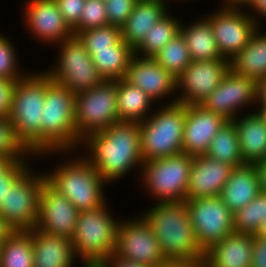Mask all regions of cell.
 Listing matches in <instances>:
<instances>
[{
  "mask_svg": "<svg viewBox=\"0 0 266 267\" xmlns=\"http://www.w3.org/2000/svg\"><path fill=\"white\" fill-rule=\"evenodd\" d=\"M77 151L109 186L114 187L136 172L134 176L139 178L144 163L138 122L119 121L100 132L88 134L81 139Z\"/></svg>",
  "mask_w": 266,
  "mask_h": 267,
  "instance_id": "1",
  "label": "cell"
},
{
  "mask_svg": "<svg viewBox=\"0 0 266 267\" xmlns=\"http://www.w3.org/2000/svg\"><path fill=\"white\" fill-rule=\"evenodd\" d=\"M55 156L59 162L55 160ZM51 158L56 161L54 165L47 161ZM37 160L43 161L42 164L45 160L51 164L47 167L48 171L44 170L46 181L63 194L79 212L96 209L109 200L106 193H111V186L77 150L46 151L38 154Z\"/></svg>",
  "mask_w": 266,
  "mask_h": 267,
  "instance_id": "2",
  "label": "cell"
},
{
  "mask_svg": "<svg viewBox=\"0 0 266 267\" xmlns=\"http://www.w3.org/2000/svg\"><path fill=\"white\" fill-rule=\"evenodd\" d=\"M151 203L138 213L154 232L164 258L204 260L205 252L196 239L186 201Z\"/></svg>",
  "mask_w": 266,
  "mask_h": 267,
  "instance_id": "3",
  "label": "cell"
},
{
  "mask_svg": "<svg viewBox=\"0 0 266 267\" xmlns=\"http://www.w3.org/2000/svg\"><path fill=\"white\" fill-rule=\"evenodd\" d=\"M110 205L108 200L104 205L78 215L71 242L77 259L85 267H98L115 252L122 216H117Z\"/></svg>",
  "mask_w": 266,
  "mask_h": 267,
  "instance_id": "4",
  "label": "cell"
},
{
  "mask_svg": "<svg viewBox=\"0 0 266 267\" xmlns=\"http://www.w3.org/2000/svg\"><path fill=\"white\" fill-rule=\"evenodd\" d=\"M45 94L46 73L42 69H32L17 81L9 114L16 138L34 155L41 154V120Z\"/></svg>",
  "mask_w": 266,
  "mask_h": 267,
  "instance_id": "5",
  "label": "cell"
},
{
  "mask_svg": "<svg viewBox=\"0 0 266 267\" xmlns=\"http://www.w3.org/2000/svg\"><path fill=\"white\" fill-rule=\"evenodd\" d=\"M76 95L46 74L41 120V153L77 150Z\"/></svg>",
  "mask_w": 266,
  "mask_h": 267,
  "instance_id": "6",
  "label": "cell"
},
{
  "mask_svg": "<svg viewBox=\"0 0 266 267\" xmlns=\"http://www.w3.org/2000/svg\"><path fill=\"white\" fill-rule=\"evenodd\" d=\"M186 105H156L154 111L139 123L143 162L182 153Z\"/></svg>",
  "mask_w": 266,
  "mask_h": 267,
  "instance_id": "7",
  "label": "cell"
},
{
  "mask_svg": "<svg viewBox=\"0 0 266 267\" xmlns=\"http://www.w3.org/2000/svg\"><path fill=\"white\" fill-rule=\"evenodd\" d=\"M192 162L193 156L184 153L144 162L136 186L148 204L185 201Z\"/></svg>",
  "mask_w": 266,
  "mask_h": 267,
  "instance_id": "8",
  "label": "cell"
},
{
  "mask_svg": "<svg viewBox=\"0 0 266 267\" xmlns=\"http://www.w3.org/2000/svg\"><path fill=\"white\" fill-rule=\"evenodd\" d=\"M53 48L57 53L54 52L53 61L42 70L73 94L85 92L104 81L77 35L55 44Z\"/></svg>",
  "mask_w": 266,
  "mask_h": 267,
  "instance_id": "9",
  "label": "cell"
},
{
  "mask_svg": "<svg viewBox=\"0 0 266 267\" xmlns=\"http://www.w3.org/2000/svg\"><path fill=\"white\" fill-rule=\"evenodd\" d=\"M117 122V80H104L76 95L77 149L86 135L100 132Z\"/></svg>",
  "mask_w": 266,
  "mask_h": 267,
  "instance_id": "10",
  "label": "cell"
},
{
  "mask_svg": "<svg viewBox=\"0 0 266 267\" xmlns=\"http://www.w3.org/2000/svg\"><path fill=\"white\" fill-rule=\"evenodd\" d=\"M35 162L39 161H34V166L11 186L5 200L0 203V216L13 231L32 230L37 225L40 190L46 176L43 169L41 172L35 168Z\"/></svg>",
  "mask_w": 266,
  "mask_h": 267,
  "instance_id": "11",
  "label": "cell"
},
{
  "mask_svg": "<svg viewBox=\"0 0 266 267\" xmlns=\"http://www.w3.org/2000/svg\"><path fill=\"white\" fill-rule=\"evenodd\" d=\"M20 4L23 29L42 50L74 35L55 0H22Z\"/></svg>",
  "mask_w": 266,
  "mask_h": 267,
  "instance_id": "12",
  "label": "cell"
},
{
  "mask_svg": "<svg viewBox=\"0 0 266 267\" xmlns=\"http://www.w3.org/2000/svg\"><path fill=\"white\" fill-rule=\"evenodd\" d=\"M256 104L257 81L229 69L218 87L199 105L227 120H233L243 113L255 111Z\"/></svg>",
  "mask_w": 266,
  "mask_h": 267,
  "instance_id": "13",
  "label": "cell"
},
{
  "mask_svg": "<svg viewBox=\"0 0 266 267\" xmlns=\"http://www.w3.org/2000/svg\"><path fill=\"white\" fill-rule=\"evenodd\" d=\"M185 201L196 239L204 252L234 232L233 212L219 196Z\"/></svg>",
  "mask_w": 266,
  "mask_h": 267,
  "instance_id": "14",
  "label": "cell"
},
{
  "mask_svg": "<svg viewBox=\"0 0 266 267\" xmlns=\"http://www.w3.org/2000/svg\"><path fill=\"white\" fill-rule=\"evenodd\" d=\"M133 215L122 216L114 254L136 263L157 267L166 260L158 240L143 217L138 212Z\"/></svg>",
  "mask_w": 266,
  "mask_h": 267,
  "instance_id": "15",
  "label": "cell"
},
{
  "mask_svg": "<svg viewBox=\"0 0 266 267\" xmlns=\"http://www.w3.org/2000/svg\"><path fill=\"white\" fill-rule=\"evenodd\" d=\"M212 10L208 13L203 12V15L211 22L221 56L230 60L247 45L259 25L245 9H227L217 6Z\"/></svg>",
  "mask_w": 266,
  "mask_h": 267,
  "instance_id": "16",
  "label": "cell"
},
{
  "mask_svg": "<svg viewBox=\"0 0 266 267\" xmlns=\"http://www.w3.org/2000/svg\"><path fill=\"white\" fill-rule=\"evenodd\" d=\"M230 69L229 60L192 61L176 78L177 102L199 105L220 84Z\"/></svg>",
  "mask_w": 266,
  "mask_h": 267,
  "instance_id": "17",
  "label": "cell"
},
{
  "mask_svg": "<svg viewBox=\"0 0 266 267\" xmlns=\"http://www.w3.org/2000/svg\"><path fill=\"white\" fill-rule=\"evenodd\" d=\"M124 79L142 89L157 105L177 102L176 78L153 57L134 54Z\"/></svg>",
  "mask_w": 266,
  "mask_h": 267,
  "instance_id": "18",
  "label": "cell"
},
{
  "mask_svg": "<svg viewBox=\"0 0 266 267\" xmlns=\"http://www.w3.org/2000/svg\"><path fill=\"white\" fill-rule=\"evenodd\" d=\"M79 211L61 193L44 181L39 197V215L35 229L72 238Z\"/></svg>",
  "mask_w": 266,
  "mask_h": 267,
  "instance_id": "19",
  "label": "cell"
},
{
  "mask_svg": "<svg viewBox=\"0 0 266 267\" xmlns=\"http://www.w3.org/2000/svg\"><path fill=\"white\" fill-rule=\"evenodd\" d=\"M226 121L222 115L207 111L200 105H186L182 153L205 155L212 139Z\"/></svg>",
  "mask_w": 266,
  "mask_h": 267,
  "instance_id": "20",
  "label": "cell"
},
{
  "mask_svg": "<svg viewBox=\"0 0 266 267\" xmlns=\"http://www.w3.org/2000/svg\"><path fill=\"white\" fill-rule=\"evenodd\" d=\"M233 169L207 155L193 156L186 199L219 196Z\"/></svg>",
  "mask_w": 266,
  "mask_h": 267,
  "instance_id": "21",
  "label": "cell"
},
{
  "mask_svg": "<svg viewBox=\"0 0 266 267\" xmlns=\"http://www.w3.org/2000/svg\"><path fill=\"white\" fill-rule=\"evenodd\" d=\"M31 236L34 267H85L77 259L70 238L35 228Z\"/></svg>",
  "mask_w": 266,
  "mask_h": 267,
  "instance_id": "22",
  "label": "cell"
},
{
  "mask_svg": "<svg viewBox=\"0 0 266 267\" xmlns=\"http://www.w3.org/2000/svg\"><path fill=\"white\" fill-rule=\"evenodd\" d=\"M253 235L233 232L205 252V267H251Z\"/></svg>",
  "mask_w": 266,
  "mask_h": 267,
  "instance_id": "23",
  "label": "cell"
},
{
  "mask_svg": "<svg viewBox=\"0 0 266 267\" xmlns=\"http://www.w3.org/2000/svg\"><path fill=\"white\" fill-rule=\"evenodd\" d=\"M244 164L253 165L266 159V124L256 111L243 113L232 120Z\"/></svg>",
  "mask_w": 266,
  "mask_h": 267,
  "instance_id": "24",
  "label": "cell"
},
{
  "mask_svg": "<svg viewBox=\"0 0 266 267\" xmlns=\"http://www.w3.org/2000/svg\"><path fill=\"white\" fill-rule=\"evenodd\" d=\"M170 10L166 0H137L134 10L121 27L122 39L134 49L149 29Z\"/></svg>",
  "mask_w": 266,
  "mask_h": 267,
  "instance_id": "25",
  "label": "cell"
},
{
  "mask_svg": "<svg viewBox=\"0 0 266 267\" xmlns=\"http://www.w3.org/2000/svg\"><path fill=\"white\" fill-rule=\"evenodd\" d=\"M188 20L187 22L186 19H182L180 33L185 39L192 61L223 59L215 41L211 22L202 13Z\"/></svg>",
  "mask_w": 266,
  "mask_h": 267,
  "instance_id": "26",
  "label": "cell"
},
{
  "mask_svg": "<svg viewBox=\"0 0 266 267\" xmlns=\"http://www.w3.org/2000/svg\"><path fill=\"white\" fill-rule=\"evenodd\" d=\"M260 193L258 174L254 165L234 168L220 192V199L235 213Z\"/></svg>",
  "mask_w": 266,
  "mask_h": 267,
  "instance_id": "27",
  "label": "cell"
},
{
  "mask_svg": "<svg viewBox=\"0 0 266 267\" xmlns=\"http://www.w3.org/2000/svg\"><path fill=\"white\" fill-rule=\"evenodd\" d=\"M265 28V26H258L247 45L229 60V66L233 72L256 81L266 78Z\"/></svg>",
  "mask_w": 266,
  "mask_h": 267,
  "instance_id": "28",
  "label": "cell"
},
{
  "mask_svg": "<svg viewBox=\"0 0 266 267\" xmlns=\"http://www.w3.org/2000/svg\"><path fill=\"white\" fill-rule=\"evenodd\" d=\"M156 103L140 88L125 79L117 80V109L119 121L145 120L155 109Z\"/></svg>",
  "mask_w": 266,
  "mask_h": 267,
  "instance_id": "29",
  "label": "cell"
},
{
  "mask_svg": "<svg viewBox=\"0 0 266 267\" xmlns=\"http://www.w3.org/2000/svg\"><path fill=\"white\" fill-rule=\"evenodd\" d=\"M90 56L104 80H120L126 76L134 49L121 39L113 50L94 51Z\"/></svg>",
  "mask_w": 266,
  "mask_h": 267,
  "instance_id": "30",
  "label": "cell"
},
{
  "mask_svg": "<svg viewBox=\"0 0 266 267\" xmlns=\"http://www.w3.org/2000/svg\"><path fill=\"white\" fill-rule=\"evenodd\" d=\"M170 10L157 21L147 32L142 41L134 48V54L143 57H153L178 33L182 19Z\"/></svg>",
  "mask_w": 266,
  "mask_h": 267,
  "instance_id": "31",
  "label": "cell"
},
{
  "mask_svg": "<svg viewBox=\"0 0 266 267\" xmlns=\"http://www.w3.org/2000/svg\"><path fill=\"white\" fill-rule=\"evenodd\" d=\"M0 267H34L31 230L13 231L2 242Z\"/></svg>",
  "mask_w": 266,
  "mask_h": 267,
  "instance_id": "32",
  "label": "cell"
},
{
  "mask_svg": "<svg viewBox=\"0 0 266 267\" xmlns=\"http://www.w3.org/2000/svg\"><path fill=\"white\" fill-rule=\"evenodd\" d=\"M205 155L211 159L230 164L234 168L245 165L240 151L237 129L232 120H227L220 128Z\"/></svg>",
  "mask_w": 266,
  "mask_h": 267,
  "instance_id": "33",
  "label": "cell"
},
{
  "mask_svg": "<svg viewBox=\"0 0 266 267\" xmlns=\"http://www.w3.org/2000/svg\"><path fill=\"white\" fill-rule=\"evenodd\" d=\"M153 58L177 78L192 62L186 42L181 33L169 41Z\"/></svg>",
  "mask_w": 266,
  "mask_h": 267,
  "instance_id": "34",
  "label": "cell"
},
{
  "mask_svg": "<svg viewBox=\"0 0 266 267\" xmlns=\"http://www.w3.org/2000/svg\"><path fill=\"white\" fill-rule=\"evenodd\" d=\"M265 219L266 194L260 192L250 203L233 213L234 232L255 235Z\"/></svg>",
  "mask_w": 266,
  "mask_h": 267,
  "instance_id": "35",
  "label": "cell"
},
{
  "mask_svg": "<svg viewBox=\"0 0 266 267\" xmlns=\"http://www.w3.org/2000/svg\"><path fill=\"white\" fill-rule=\"evenodd\" d=\"M1 31V30H0ZM8 33L0 32V78L21 79L31 70L22 65L23 55H19L18 44ZM18 50V51H17ZM24 66V67H23Z\"/></svg>",
  "mask_w": 266,
  "mask_h": 267,
  "instance_id": "36",
  "label": "cell"
},
{
  "mask_svg": "<svg viewBox=\"0 0 266 267\" xmlns=\"http://www.w3.org/2000/svg\"><path fill=\"white\" fill-rule=\"evenodd\" d=\"M83 42L86 51L113 50V46L122 39L121 28L108 24L106 26L91 28L77 34Z\"/></svg>",
  "mask_w": 266,
  "mask_h": 267,
  "instance_id": "37",
  "label": "cell"
},
{
  "mask_svg": "<svg viewBox=\"0 0 266 267\" xmlns=\"http://www.w3.org/2000/svg\"><path fill=\"white\" fill-rule=\"evenodd\" d=\"M0 156L12 161H37V155L31 154L16 138L9 118H0Z\"/></svg>",
  "mask_w": 266,
  "mask_h": 267,
  "instance_id": "38",
  "label": "cell"
},
{
  "mask_svg": "<svg viewBox=\"0 0 266 267\" xmlns=\"http://www.w3.org/2000/svg\"><path fill=\"white\" fill-rule=\"evenodd\" d=\"M108 25L104 0H86L80 15L79 24L73 29L74 35L91 29Z\"/></svg>",
  "mask_w": 266,
  "mask_h": 267,
  "instance_id": "39",
  "label": "cell"
},
{
  "mask_svg": "<svg viewBox=\"0 0 266 267\" xmlns=\"http://www.w3.org/2000/svg\"><path fill=\"white\" fill-rule=\"evenodd\" d=\"M104 3L108 24L121 28L134 10L137 0H104Z\"/></svg>",
  "mask_w": 266,
  "mask_h": 267,
  "instance_id": "40",
  "label": "cell"
},
{
  "mask_svg": "<svg viewBox=\"0 0 266 267\" xmlns=\"http://www.w3.org/2000/svg\"><path fill=\"white\" fill-rule=\"evenodd\" d=\"M33 161H16L0 176V203L5 200L11 186L32 166Z\"/></svg>",
  "mask_w": 266,
  "mask_h": 267,
  "instance_id": "41",
  "label": "cell"
},
{
  "mask_svg": "<svg viewBox=\"0 0 266 267\" xmlns=\"http://www.w3.org/2000/svg\"><path fill=\"white\" fill-rule=\"evenodd\" d=\"M66 23L73 30L80 21L86 0H55Z\"/></svg>",
  "mask_w": 266,
  "mask_h": 267,
  "instance_id": "42",
  "label": "cell"
},
{
  "mask_svg": "<svg viewBox=\"0 0 266 267\" xmlns=\"http://www.w3.org/2000/svg\"><path fill=\"white\" fill-rule=\"evenodd\" d=\"M18 80L0 78V118H9L14 90Z\"/></svg>",
  "mask_w": 266,
  "mask_h": 267,
  "instance_id": "43",
  "label": "cell"
},
{
  "mask_svg": "<svg viewBox=\"0 0 266 267\" xmlns=\"http://www.w3.org/2000/svg\"><path fill=\"white\" fill-rule=\"evenodd\" d=\"M251 267H266V239L253 235Z\"/></svg>",
  "mask_w": 266,
  "mask_h": 267,
  "instance_id": "44",
  "label": "cell"
},
{
  "mask_svg": "<svg viewBox=\"0 0 266 267\" xmlns=\"http://www.w3.org/2000/svg\"><path fill=\"white\" fill-rule=\"evenodd\" d=\"M245 11L259 26H266V0H252Z\"/></svg>",
  "mask_w": 266,
  "mask_h": 267,
  "instance_id": "45",
  "label": "cell"
},
{
  "mask_svg": "<svg viewBox=\"0 0 266 267\" xmlns=\"http://www.w3.org/2000/svg\"><path fill=\"white\" fill-rule=\"evenodd\" d=\"M98 267H151L145 264L118 257L114 253L107 257Z\"/></svg>",
  "mask_w": 266,
  "mask_h": 267,
  "instance_id": "46",
  "label": "cell"
},
{
  "mask_svg": "<svg viewBox=\"0 0 266 267\" xmlns=\"http://www.w3.org/2000/svg\"><path fill=\"white\" fill-rule=\"evenodd\" d=\"M157 267H205L204 261L166 259Z\"/></svg>",
  "mask_w": 266,
  "mask_h": 267,
  "instance_id": "47",
  "label": "cell"
},
{
  "mask_svg": "<svg viewBox=\"0 0 266 267\" xmlns=\"http://www.w3.org/2000/svg\"><path fill=\"white\" fill-rule=\"evenodd\" d=\"M253 165L258 174L260 192L266 194V159L263 161H258Z\"/></svg>",
  "mask_w": 266,
  "mask_h": 267,
  "instance_id": "48",
  "label": "cell"
},
{
  "mask_svg": "<svg viewBox=\"0 0 266 267\" xmlns=\"http://www.w3.org/2000/svg\"><path fill=\"white\" fill-rule=\"evenodd\" d=\"M219 7L227 9H246L252 0H217Z\"/></svg>",
  "mask_w": 266,
  "mask_h": 267,
  "instance_id": "49",
  "label": "cell"
},
{
  "mask_svg": "<svg viewBox=\"0 0 266 267\" xmlns=\"http://www.w3.org/2000/svg\"><path fill=\"white\" fill-rule=\"evenodd\" d=\"M256 105H266V78L257 81Z\"/></svg>",
  "mask_w": 266,
  "mask_h": 267,
  "instance_id": "50",
  "label": "cell"
},
{
  "mask_svg": "<svg viewBox=\"0 0 266 267\" xmlns=\"http://www.w3.org/2000/svg\"><path fill=\"white\" fill-rule=\"evenodd\" d=\"M12 232V228L0 216V245Z\"/></svg>",
  "mask_w": 266,
  "mask_h": 267,
  "instance_id": "51",
  "label": "cell"
},
{
  "mask_svg": "<svg viewBox=\"0 0 266 267\" xmlns=\"http://www.w3.org/2000/svg\"><path fill=\"white\" fill-rule=\"evenodd\" d=\"M16 161H12L5 156H0V176L4 174Z\"/></svg>",
  "mask_w": 266,
  "mask_h": 267,
  "instance_id": "52",
  "label": "cell"
},
{
  "mask_svg": "<svg viewBox=\"0 0 266 267\" xmlns=\"http://www.w3.org/2000/svg\"><path fill=\"white\" fill-rule=\"evenodd\" d=\"M255 111L259 114L266 124V105H256Z\"/></svg>",
  "mask_w": 266,
  "mask_h": 267,
  "instance_id": "53",
  "label": "cell"
},
{
  "mask_svg": "<svg viewBox=\"0 0 266 267\" xmlns=\"http://www.w3.org/2000/svg\"><path fill=\"white\" fill-rule=\"evenodd\" d=\"M255 236L266 239V219L265 221L261 224L260 228L256 232Z\"/></svg>",
  "mask_w": 266,
  "mask_h": 267,
  "instance_id": "54",
  "label": "cell"
},
{
  "mask_svg": "<svg viewBox=\"0 0 266 267\" xmlns=\"http://www.w3.org/2000/svg\"><path fill=\"white\" fill-rule=\"evenodd\" d=\"M168 3H169V5L171 6L173 3V5L175 6V4H178V5H180L181 4V6L183 5V4H186L187 2H189V3H191V1L193 2H198V0H166ZM199 1H201L202 2V0H199ZM206 1H208V0H206ZM186 2V3H185ZM180 3V4H179Z\"/></svg>",
  "mask_w": 266,
  "mask_h": 267,
  "instance_id": "55",
  "label": "cell"
}]
</instances>
